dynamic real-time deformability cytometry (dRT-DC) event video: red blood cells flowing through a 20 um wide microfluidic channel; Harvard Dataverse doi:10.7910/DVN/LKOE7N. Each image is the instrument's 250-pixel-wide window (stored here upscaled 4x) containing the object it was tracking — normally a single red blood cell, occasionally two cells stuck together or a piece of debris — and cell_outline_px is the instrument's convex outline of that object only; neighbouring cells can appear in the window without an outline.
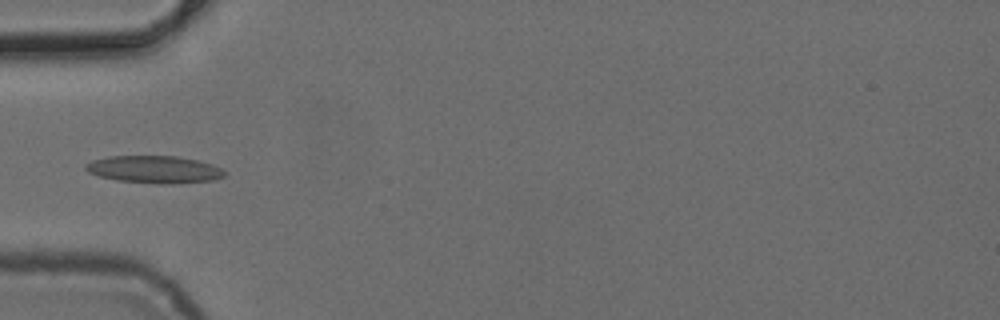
{"species": "common noctule bat (a hibernating species)", "species_latin": "Nyctalus noctula", "temperature_condition": "cold", "stored_images_in_passage": 5, "camera_frame_rate_fps": 3000, "um_per_image_px": 0.085, "animal": {"sex": "female", "body_mass_g": 24.6, "forearm_length_mm": 56.2}, "frame": {"image": 1, "passage_image": 5, "time_ms": 5.333, "image_size_px": [1000, 320], "cell_outline_px": [[228, 172], [224, 176], [212, 180], [172, 184], [156, 184], [116, 180], [100, 176], [88, 172], [84, 168], [84, 164], [92, 160], [108, 156], [176, 156], [196, 160], [212, 164]], "centroid_in_image_um": [13.1, 14.4], "position_along_channel_um": 71.9, "area_um2": 22.25}}